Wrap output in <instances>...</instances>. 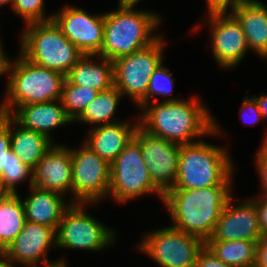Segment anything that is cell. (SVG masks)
Instances as JSON below:
<instances>
[{
  "instance_id": "28",
  "label": "cell",
  "mask_w": 267,
  "mask_h": 267,
  "mask_svg": "<svg viewBox=\"0 0 267 267\" xmlns=\"http://www.w3.org/2000/svg\"><path fill=\"white\" fill-rule=\"evenodd\" d=\"M28 180V187L33 184V169L24 164L15 156L12 149L9 150V163L6 170H3L0 178V193L17 194V185Z\"/></svg>"
},
{
  "instance_id": "5",
  "label": "cell",
  "mask_w": 267,
  "mask_h": 267,
  "mask_svg": "<svg viewBox=\"0 0 267 267\" xmlns=\"http://www.w3.org/2000/svg\"><path fill=\"white\" fill-rule=\"evenodd\" d=\"M2 112L10 115L18 106L61 100L65 75L39 66L20 52L9 61Z\"/></svg>"
},
{
  "instance_id": "15",
  "label": "cell",
  "mask_w": 267,
  "mask_h": 267,
  "mask_svg": "<svg viewBox=\"0 0 267 267\" xmlns=\"http://www.w3.org/2000/svg\"><path fill=\"white\" fill-rule=\"evenodd\" d=\"M56 248L54 228L26 221L19 235L1 255L8 261L25 267H37L53 263L48 260V251Z\"/></svg>"
},
{
  "instance_id": "25",
  "label": "cell",
  "mask_w": 267,
  "mask_h": 267,
  "mask_svg": "<svg viewBox=\"0 0 267 267\" xmlns=\"http://www.w3.org/2000/svg\"><path fill=\"white\" fill-rule=\"evenodd\" d=\"M123 95L113 86L108 90L100 91L96 98L91 101L83 112L73 121L90 127L115 123L121 121L116 119L117 107Z\"/></svg>"
},
{
  "instance_id": "20",
  "label": "cell",
  "mask_w": 267,
  "mask_h": 267,
  "mask_svg": "<svg viewBox=\"0 0 267 267\" xmlns=\"http://www.w3.org/2000/svg\"><path fill=\"white\" fill-rule=\"evenodd\" d=\"M228 11L240 22L249 50L267 60V5L260 0H241Z\"/></svg>"
},
{
  "instance_id": "34",
  "label": "cell",
  "mask_w": 267,
  "mask_h": 267,
  "mask_svg": "<svg viewBox=\"0 0 267 267\" xmlns=\"http://www.w3.org/2000/svg\"><path fill=\"white\" fill-rule=\"evenodd\" d=\"M195 267H231L218 259L206 246L199 252Z\"/></svg>"
},
{
  "instance_id": "16",
  "label": "cell",
  "mask_w": 267,
  "mask_h": 267,
  "mask_svg": "<svg viewBox=\"0 0 267 267\" xmlns=\"http://www.w3.org/2000/svg\"><path fill=\"white\" fill-rule=\"evenodd\" d=\"M231 196L221 211L214 232L208 240H250L259 242L261 233L255 202L252 199L231 204Z\"/></svg>"
},
{
  "instance_id": "39",
  "label": "cell",
  "mask_w": 267,
  "mask_h": 267,
  "mask_svg": "<svg viewBox=\"0 0 267 267\" xmlns=\"http://www.w3.org/2000/svg\"><path fill=\"white\" fill-rule=\"evenodd\" d=\"M257 104H258V108L262 114L263 119L267 118V94L261 92L260 95L257 97L255 95L252 96Z\"/></svg>"
},
{
  "instance_id": "38",
  "label": "cell",
  "mask_w": 267,
  "mask_h": 267,
  "mask_svg": "<svg viewBox=\"0 0 267 267\" xmlns=\"http://www.w3.org/2000/svg\"><path fill=\"white\" fill-rule=\"evenodd\" d=\"M3 50V45L0 39V76L6 75L7 76V70L10 58L7 56V54Z\"/></svg>"
},
{
  "instance_id": "12",
  "label": "cell",
  "mask_w": 267,
  "mask_h": 267,
  "mask_svg": "<svg viewBox=\"0 0 267 267\" xmlns=\"http://www.w3.org/2000/svg\"><path fill=\"white\" fill-rule=\"evenodd\" d=\"M204 24L209 25L213 58L218 67L232 70L249 50L246 36L237 18L228 11L208 12Z\"/></svg>"
},
{
  "instance_id": "36",
  "label": "cell",
  "mask_w": 267,
  "mask_h": 267,
  "mask_svg": "<svg viewBox=\"0 0 267 267\" xmlns=\"http://www.w3.org/2000/svg\"><path fill=\"white\" fill-rule=\"evenodd\" d=\"M241 0H206L207 12L228 11Z\"/></svg>"
},
{
  "instance_id": "42",
  "label": "cell",
  "mask_w": 267,
  "mask_h": 267,
  "mask_svg": "<svg viewBox=\"0 0 267 267\" xmlns=\"http://www.w3.org/2000/svg\"><path fill=\"white\" fill-rule=\"evenodd\" d=\"M16 263L10 262L6 260L1 254H0V267H15Z\"/></svg>"
},
{
  "instance_id": "41",
  "label": "cell",
  "mask_w": 267,
  "mask_h": 267,
  "mask_svg": "<svg viewBox=\"0 0 267 267\" xmlns=\"http://www.w3.org/2000/svg\"><path fill=\"white\" fill-rule=\"evenodd\" d=\"M39 267H40V265H39ZM41 267H68V264H67V261H65V259L62 258V259H58V260L56 259V261L54 260L53 263L43 265Z\"/></svg>"
},
{
  "instance_id": "10",
  "label": "cell",
  "mask_w": 267,
  "mask_h": 267,
  "mask_svg": "<svg viewBox=\"0 0 267 267\" xmlns=\"http://www.w3.org/2000/svg\"><path fill=\"white\" fill-rule=\"evenodd\" d=\"M204 246L200 238L170 225L144 235L136 248L161 267H195Z\"/></svg>"
},
{
  "instance_id": "33",
  "label": "cell",
  "mask_w": 267,
  "mask_h": 267,
  "mask_svg": "<svg viewBox=\"0 0 267 267\" xmlns=\"http://www.w3.org/2000/svg\"><path fill=\"white\" fill-rule=\"evenodd\" d=\"M239 112L240 119H242L243 123L247 125L256 124L261 119H263L262 114L258 108V104L252 96L243 97Z\"/></svg>"
},
{
  "instance_id": "17",
  "label": "cell",
  "mask_w": 267,
  "mask_h": 267,
  "mask_svg": "<svg viewBox=\"0 0 267 267\" xmlns=\"http://www.w3.org/2000/svg\"><path fill=\"white\" fill-rule=\"evenodd\" d=\"M72 173L71 148L54 143L33 169L32 186L71 195Z\"/></svg>"
},
{
  "instance_id": "3",
  "label": "cell",
  "mask_w": 267,
  "mask_h": 267,
  "mask_svg": "<svg viewBox=\"0 0 267 267\" xmlns=\"http://www.w3.org/2000/svg\"><path fill=\"white\" fill-rule=\"evenodd\" d=\"M118 6L104 12V36L100 57L114 61L143 49L155 42L161 34H155L162 17L153 11Z\"/></svg>"
},
{
  "instance_id": "6",
  "label": "cell",
  "mask_w": 267,
  "mask_h": 267,
  "mask_svg": "<svg viewBox=\"0 0 267 267\" xmlns=\"http://www.w3.org/2000/svg\"><path fill=\"white\" fill-rule=\"evenodd\" d=\"M24 26L19 51L31 62L66 76L83 56L53 20Z\"/></svg>"
},
{
  "instance_id": "43",
  "label": "cell",
  "mask_w": 267,
  "mask_h": 267,
  "mask_svg": "<svg viewBox=\"0 0 267 267\" xmlns=\"http://www.w3.org/2000/svg\"><path fill=\"white\" fill-rule=\"evenodd\" d=\"M13 1L14 0H0V7L10 3V6L12 7Z\"/></svg>"
},
{
  "instance_id": "29",
  "label": "cell",
  "mask_w": 267,
  "mask_h": 267,
  "mask_svg": "<svg viewBox=\"0 0 267 267\" xmlns=\"http://www.w3.org/2000/svg\"><path fill=\"white\" fill-rule=\"evenodd\" d=\"M170 69L163 65V61L154 70L149 80V85L146 93V104L156 102V95H161L162 101H179L182 98L175 96L168 97L174 88V78L169 71ZM167 97V98H166Z\"/></svg>"
},
{
  "instance_id": "2",
  "label": "cell",
  "mask_w": 267,
  "mask_h": 267,
  "mask_svg": "<svg viewBox=\"0 0 267 267\" xmlns=\"http://www.w3.org/2000/svg\"><path fill=\"white\" fill-rule=\"evenodd\" d=\"M233 186H209L197 189H170L163 204L172 219V227L206 242L213 234L217 220Z\"/></svg>"
},
{
  "instance_id": "13",
  "label": "cell",
  "mask_w": 267,
  "mask_h": 267,
  "mask_svg": "<svg viewBox=\"0 0 267 267\" xmlns=\"http://www.w3.org/2000/svg\"><path fill=\"white\" fill-rule=\"evenodd\" d=\"M133 138L141 147L153 184L165 194L176 183L181 144L151 135L140 126L137 127Z\"/></svg>"
},
{
  "instance_id": "1",
  "label": "cell",
  "mask_w": 267,
  "mask_h": 267,
  "mask_svg": "<svg viewBox=\"0 0 267 267\" xmlns=\"http://www.w3.org/2000/svg\"><path fill=\"white\" fill-rule=\"evenodd\" d=\"M140 110L139 126L144 131L176 144L224 134L212 112L197 96L179 101H156L145 104Z\"/></svg>"
},
{
  "instance_id": "7",
  "label": "cell",
  "mask_w": 267,
  "mask_h": 267,
  "mask_svg": "<svg viewBox=\"0 0 267 267\" xmlns=\"http://www.w3.org/2000/svg\"><path fill=\"white\" fill-rule=\"evenodd\" d=\"M88 205L92 203H71L65 210L56 230V249L99 252L115 244V230L89 215Z\"/></svg>"
},
{
  "instance_id": "8",
  "label": "cell",
  "mask_w": 267,
  "mask_h": 267,
  "mask_svg": "<svg viewBox=\"0 0 267 267\" xmlns=\"http://www.w3.org/2000/svg\"><path fill=\"white\" fill-rule=\"evenodd\" d=\"M163 34L149 46L113 61L114 86L132 100L140 110L146 104V93L151 75L163 61ZM137 105V106H136Z\"/></svg>"
},
{
  "instance_id": "18",
  "label": "cell",
  "mask_w": 267,
  "mask_h": 267,
  "mask_svg": "<svg viewBox=\"0 0 267 267\" xmlns=\"http://www.w3.org/2000/svg\"><path fill=\"white\" fill-rule=\"evenodd\" d=\"M136 118L134 122L123 120L90 128L83 143L111 164L133 139L139 126L138 116Z\"/></svg>"
},
{
  "instance_id": "27",
  "label": "cell",
  "mask_w": 267,
  "mask_h": 267,
  "mask_svg": "<svg viewBox=\"0 0 267 267\" xmlns=\"http://www.w3.org/2000/svg\"><path fill=\"white\" fill-rule=\"evenodd\" d=\"M98 93L95 89L74 85L65 79L61 101L67 115L74 121Z\"/></svg>"
},
{
  "instance_id": "40",
  "label": "cell",
  "mask_w": 267,
  "mask_h": 267,
  "mask_svg": "<svg viewBox=\"0 0 267 267\" xmlns=\"http://www.w3.org/2000/svg\"><path fill=\"white\" fill-rule=\"evenodd\" d=\"M142 0H118V5L120 7L125 8H135V5H137Z\"/></svg>"
},
{
  "instance_id": "24",
  "label": "cell",
  "mask_w": 267,
  "mask_h": 267,
  "mask_svg": "<svg viewBox=\"0 0 267 267\" xmlns=\"http://www.w3.org/2000/svg\"><path fill=\"white\" fill-rule=\"evenodd\" d=\"M26 222L21 196L0 193V254L19 235Z\"/></svg>"
},
{
  "instance_id": "35",
  "label": "cell",
  "mask_w": 267,
  "mask_h": 267,
  "mask_svg": "<svg viewBox=\"0 0 267 267\" xmlns=\"http://www.w3.org/2000/svg\"><path fill=\"white\" fill-rule=\"evenodd\" d=\"M251 199L256 205L261 233L267 235V197L257 195Z\"/></svg>"
},
{
  "instance_id": "44",
  "label": "cell",
  "mask_w": 267,
  "mask_h": 267,
  "mask_svg": "<svg viewBox=\"0 0 267 267\" xmlns=\"http://www.w3.org/2000/svg\"><path fill=\"white\" fill-rule=\"evenodd\" d=\"M2 115H3V112H2L1 105H0V118L2 117Z\"/></svg>"
},
{
  "instance_id": "32",
  "label": "cell",
  "mask_w": 267,
  "mask_h": 267,
  "mask_svg": "<svg viewBox=\"0 0 267 267\" xmlns=\"http://www.w3.org/2000/svg\"><path fill=\"white\" fill-rule=\"evenodd\" d=\"M255 155V168L260 175L261 184L259 196L267 197V132L264 134L262 144Z\"/></svg>"
},
{
  "instance_id": "9",
  "label": "cell",
  "mask_w": 267,
  "mask_h": 267,
  "mask_svg": "<svg viewBox=\"0 0 267 267\" xmlns=\"http://www.w3.org/2000/svg\"><path fill=\"white\" fill-rule=\"evenodd\" d=\"M146 194H157L162 201L164 198V194L153 184L141 147L133 138L110 164L108 197L120 204Z\"/></svg>"
},
{
  "instance_id": "4",
  "label": "cell",
  "mask_w": 267,
  "mask_h": 267,
  "mask_svg": "<svg viewBox=\"0 0 267 267\" xmlns=\"http://www.w3.org/2000/svg\"><path fill=\"white\" fill-rule=\"evenodd\" d=\"M228 151L225 147L203 141V138L182 144L176 183L171 189L232 186L235 165Z\"/></svg>"
},
{
  "instance_id": "14",
  "label": "cell",
  "mask_w": 267,
  "mask_h": 267,
  "mask_svg": "<svg viewBox=\"0 0 267 267\" xmlns=\"http://www.w3.org/2000/svg\"><path fill=\"white\" fill-rule=\"evenodd\" d=\"M52 20L83 54L97 55L100 52L104 36V13L91 14L82 8L66 5L53 13Z\"/></svg>"
},
{
  "instance_id": "11",
  "label": "cell",
  "mask_w": 267,
  "mask_h": 267,
  "mask_svg": "<svg viewBox=\"0 0 267 267\" xmlns=\"http://www.w3.org/2000/svg\"><path fill=\"white\" fill-rule=\"evenodd\" d=\"M82 144L79 148H71L72 200L69 201L95 205L108 198L110 164L87 145Z\"/></svg>"
},
{
  "instance_id": "37",
  "label": "cell",
  "mask_w": 267,
  "mask_h": 267,
  "mask_svg": "<svg viewBox=\"0 0 267 267\" xmlns=\"http://www.w3.org/2000/svg\"><path fill=\"white\" fill-rule=\"evenodd\" d=\"M255 267H267V235H264L257 244Z\"/></svg>"
},
{
  "instance_id": "23",
  "label": "cell",
  "mask_w": 267,
  "mask_h": 267,
  "mask_svg": "<svg viewBox=\"0 0 267 267\" xmlns=\"http://www.w3.org/2000/svg\"><path fill=\"white\" fill-rule=\"evenodd\" d=\"M9 130L12 151L21 162L32 169L55 143L37 131L22 127L10 115Z\"/></svg>"
},
{
  "instance_id": "19",
  "label": "cell",
  "mask_w": 267,
  "mask_h": 267,
  "mask_svg": "<svg viewBox=\"0 0 267 267\" xmlns=\"http://www.w3.org/2000/svg\"><path fill=\"white\" fill-rule=\"evenodd\" d=\"M10 116L22 127L37 131L52 141L54 138L51 135L55 128L73 123L61 100L21 105Z\"/></svg>"
},
{
  "instance_id": "22",
  "label": "cell",
  "mask_w": 267,
  "mask_h": 267,
  "mask_svg": "<svg viewBox=\"0 0 267 267\" xmlns=\"http://www.w3.org/2000/svg\"><path fill=\"white\" fill-rule=\"evenodd\" d=\"M95 58L99 60L95 61ZM65 79L74 85L105 91L114 86L113 61L99 55L83 54Z\"/></svg>"
},
{
  "instance_id": "30",
  "label": "cell",
  "mask_w": 267,
  "mask_h": 267,
  "mask_svg": "<svg viewBox=\"0 0 267 267\" xmlns=\"http://www.w3.org/2000/svg\"><path fill=\"white\" fill-rule=\"evenodd\" d=\"M45 0H14L12 11L22 17L24 24L50 21L53 15H46Z\"/></svg>"
},
{
  "instance_id": "26",
  "label": "cell",
  "mask_w": 267,
  "mask_h": 267,
  "mask_svg": "<svg viewBox=\"0 0 267 267\" xmlns=\"http://www.w3.org/2000/svg\"><path fill=\"white\" fill-rule=\"evenodd\" d=\"M258 242L250 240H207L205 246L231 267H255Z\"/></svg>"
},
{
  "instance_id": "31",
  "label": "cell",
  "mask_w": 267,
  "mask_h": 267,
  "mask_svg": "<svg viewBox=\"0 0 267 267\" xmlns=\"http://www.w3.org/2000/svg\"><path fill=\"white\" fill-rule=\"evenodd\" d=\"M11 149L9 115L4 114L0 118V178L3 170L9 163V150Z\"/></svg>"
},
{
  "instance_id": "21",
  "label": "cell",
  "mask_w": 267,
  "mask_h": 267,
  "mask_svg": "<svg viewBox=\"0 0 267 267\" xmlns=\"http://www.w3.org/2000/svg\"><path fill=\"white\" fill-rule=\"evenodd\" d=\"M29 195L24 199L21 198L26 221L42 224L57 230L63 213L71 205L67 204L65 195L42 188L31 186Z\"/></svg>"
}]
</instances>
